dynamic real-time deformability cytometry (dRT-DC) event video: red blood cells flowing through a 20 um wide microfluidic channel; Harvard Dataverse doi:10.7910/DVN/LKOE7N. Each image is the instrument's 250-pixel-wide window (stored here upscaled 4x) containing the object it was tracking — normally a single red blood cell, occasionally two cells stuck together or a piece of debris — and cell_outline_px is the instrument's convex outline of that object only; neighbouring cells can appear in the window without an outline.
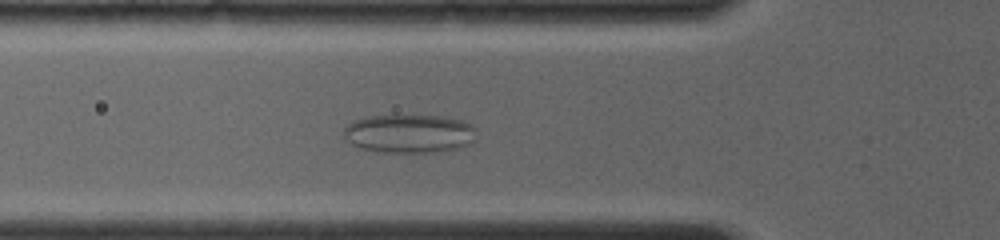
{"species": "common noctule bat (a hibernating species)", "species_latin": "Nyctalus noctula", "temperature_condition": "room temperature", "stored_images_in_passage": 3, "camera_frame_rate_fps": 4000, "um_per_image_px": 0.085, "animal": {"sex": "female", "body_mass_g": 19.0, "forearm_length_mm": 56.7}, "frame": {"image": 1, "passage_image": 3, "time_ms": 1.0, "image_size_px": [1000, 240], "cell_outline_px": [[476, 140], [472, 144], [460, 148], [436, 152], [384, 152], [360, 148], [344, 140], [344, 128], [348, 124], [356, 120], [368, 116], [440, 116], [464, 120], [472, 124], [476, 128]], "centroid_in_image_um": [34.85, 11.36], "position_along_channel_um": 91.0, "area_um2": 30.11}}